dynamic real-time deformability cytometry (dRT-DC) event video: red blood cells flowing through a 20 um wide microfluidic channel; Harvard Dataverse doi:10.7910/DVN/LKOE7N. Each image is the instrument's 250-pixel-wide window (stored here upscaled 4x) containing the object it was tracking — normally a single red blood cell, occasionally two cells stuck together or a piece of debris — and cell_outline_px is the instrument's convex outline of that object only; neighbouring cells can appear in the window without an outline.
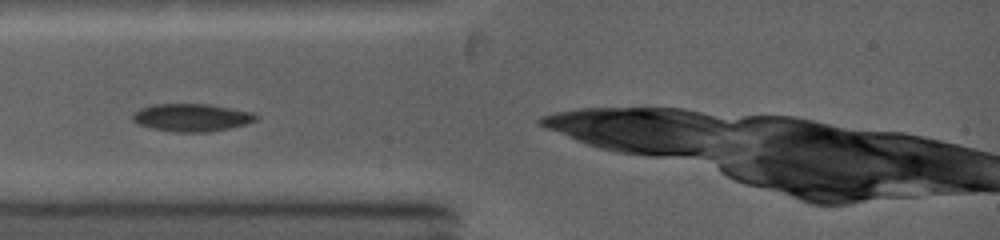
{"species": "common noctule bat (a hibernating species)", "species_latin": "Nyctalus noctula", "temperature_condition": "warm", "stored_images_in_passage": 6, "camera_frame_rate_fps": 5000, "um_per_image_px": 0.085, "animal": {"sex": "female", "body_mass_g": 19.0, "forearm_length_mm": 53.3}, "frame": {"image": 1, "passage_image": 3, "time_ms": 1.0, "image_size_px": [1000, 240], "cell_outline_px": [[260, 116], [256, 120], [244, 124], [228, 128], [208, 132], [176, 132], [152, 128], [140, 124], [132, 120], [132, 116], [140, 108], [152, 104], [208, 104], [252, 112]], "centroid_in_image_um": [16.3, 9.98], "position_along_channel_um": 68.7, "area_um2": 19.71}}